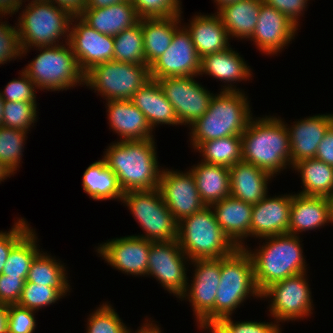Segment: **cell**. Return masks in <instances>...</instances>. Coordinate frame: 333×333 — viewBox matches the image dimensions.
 Returning <instances> with one entry per match:
<instances>
[{
    "label": "cell",
    "mask_w": 333,
    "mask_h": 333,
    "mask_svg": "<svg viewBox=\"0 0 333 333\" xmlns=\"http://www.w3.org/2000/svg\"><path fill=\"white\" fill-rule=\"evenodd\" d=\"M155 138L113 141L101 158L115 173L123 192L152 190L159 187V165Z\"/></svg>",
    "instance_id": "cell-1"
},
{
    "label": "cell",
    "mask_w": 333,
    "mask_h": 333,
    "mask_svg": "<svg viewBox=\"0 0 333 333\" xmlns=\"http://www.w3.org/2000/svg\"><path fill=\"white\" fill-rule=\"evenodd\" d=\"M286 123L280 116H253L241 135L242 161L253 164L274 177L288 167L291 168L290 139Z\"/></svg>",
    "instance_id": "cell-2"
},
{
    "label": "cell",
    "mask_w": 333,
    "mask_h": 333,
    "mask_svg": "<svg viewBox=\"0 0 333 333\" xmlns=\"http://www.w3.org/2000/svg\"><path fill=\"white\" fill-rule=\"evenodd\" d=\"M245 93L242 89L214 93L205 114L188 127L192 149L205 141L243 134L253 118L250 100Z\"/></svg>",
    "instance_id": "cell-3"
},
{
    "label": "cell",
    "mask_w": 333,
    "mask_h": 333,
    "mask_svg": "<svg viewBox=\"0 0 333 333\" xmlns=\"http://www.w3.org/2000/svg\"><path fill=\"white\" fill-rule=\"evenodd\" d=\"M293 234L264 237L255 249L245 246L254 267V280L260 292L274 282L307 272L302 238ZM307 267V268H306Z\"/></svg>",
    "instance_id": "cell-4"
},
{
    "label": "cell",
    "mask_w": 333,
    "mask_h": 333,
    "mask_svg": "<svg viewBox=\"0 0 333 333\" xmlns=\"http://www.w3.org/2000/svg\"><path fill=\"white\" fill-rule=\"evenodd\" d=\"M16 21L22 47L21 56L30 49L55 46L68 42L71 16L66 10L50 1H34L19 8ZM63 37V38H62ZM63 39V40H62ZM62 40V41H60Z\"/></svg>",
    "instance_id": "cell-5"
},
{
    "label": "cell",
    "mask_w": 333,
    "mask_h": 333,
    "mask_svg": "<svg viewBox=\"0 0 333 333\" xmlns=\"http://www.w3.org/2000/svg\"><path fill=\"white\" fill-rule=\"evenodd\" d=\"M251 297L261 300V292L254 280L253 261L245 248H237L229 256L221 258L214 321L233 316L235 310Z\"/></svg>",
    "instance_id": "cell-6"
},
{
    "label": "cell",
    "mask_w": 333,
    "mask_h": 333,
    "mask_svg": "<svg viewBox=\"0 0 333 333\" xmlns=\"http://www.w3.org/2000/svg\"><path fill=\"white\" fill-rule=\"evenodd\" d=\"M34 49L40 53L22 70L39 90L62 92L85 85V74L68 42Z\"/></svg>",
    "instance_id": "cell-7"
},
{
    "label": "cell",
    "mask_w": 333,
    "mask_h": 333,
    "mask_svg": "<svg viewBox=\"0 0 333 333\" xmlns=\"http://www.w3.org/2000/svg\"><path fill=\"white\" fill-rule=\"evenodd\" d=\"M177 241L190 261L227 257L238 248L208 206L178 222Z\"/></svg>",
    "instance_id": "cell-8"
},
{
    "label": "cell",
    "mask_w": 333,
    "mask_h": 333,
    "mask_svg": "<svg viewBox=\"0 0 333 333\" xmlns=\"http://www.w3.org/2000/svg\"><path fill=\"white\" fill-rule=\"evenodd\" d=\"M121 202L143 230L136 236L152 242L177 240L178 222L164 203L159 188L126 192Z\"/></svg>",
    "instance_id": "cell-9"
},
{
    "label": "cell",
    "mask_w": 333,
    "mask_h": 333,
    "mask_svg": "<svg viewBox=\"0 0 333 333\" xmlns=\"http://www.w3.org/2000/svg\"><path fill=\"white\" fill-rule=\"evenodd\" d=\"M151 79L147 65L107 61L85 74V85L103 100H130Z\"/></svg>",
    "instance_id": "cell-10"
},
{
    "label": "cell",
    "mask_w": 333,
    "mask_h": 333,
    "mask_svg": "<svg viewBox=\"0 0 333 333\" xmlns=\"http://www.w3.org/2000/svg\"><path fill=\"white\" fill-rule=\"evenodd\" d=\"M306 273L308 272L274 282L261 292V300L269 298L268 316L279 324L312 316L313 296Z\"/></svg>",
    "instance_id": "cell-11"
},
{
    "label": "cell",
    "mask_w": 333,
    "mask_h": 333,
    "mask_svg": "<svg viewBox=\"0 0 333 333\" xmlns=\"http://www.w3.org/2000/svg\"><path fill=\"white\" fill-rule=\"evenodd\" d=\"M189 265L190 260L177 240L152 242L146 277L155 278L164 290L178 299L186 290Z\"/></svg>",
    "instance_id": "cell-12"
},
{
    "label": "cell",
    "mask_w": 333,
    "mask_h": 333,
    "mask_svg": "<svg viewBox=\"0 0 333 333\" xmlns=\"http://www.w3.org/2000/svg\"><path fill=\"white\" fill-rule=\"evenodd\" d=\"M199 76L157 79L166 98L174 108L181 125L189 127L208 110L213 91L196 81Z\"/></svg>",
    "instance_id": "cell-13"
},
{
    "label": "cell",
    "mask_w": 333,
    "mask_h": 333,
    "mask_svg": "<svg viewBox=\"0 0 333 333\" xmlns=\"http://www.w3.org/2000/svg\"><path fill=\"white\" fill-rule=\"evenodd\" d=\"M194 267L193 277L188 280L186 290L178 298L188 301L195 320L214 321V304L220 283L221 258L195 259L190 261Z\"/></svg>",
    "instance_id": "cell-14"
},
{
    "label": "cell",
    "mask_w": 333,
    "mask_h": 333,
    "mask_svg": "<svg viewBox=\"0 0 333 333\" xmlns=\"http://www.w3.org/2000/svg\"><path fill=\"white\" fill-rule=\"evenodd\" d=\"M158 188L164 203L177 222L206 207L190 170L182 172L168 167L163 168Z\"/></svg>",
    "instance_id": "cell-15"
},
{
    "label": "cell",
    "mask_w": 333,
    "mask_h": 333,
    "mask_svg": "<svg viewBox=\"0 0 333 333\" xmlns=\"http://www.w3.org/2000/svg\"><path fill=\"white\" fill-rule=\"evenodd\" d=\"M201 58L191 40L188 30L181 25L172 43L150 66L151 79L166 77L199 76Z\"/></svg>",
    "instance_id": "cell-16"
},
{
    "label": "cell",
    "mask_w": 333,
    "mask_h": 333,
    "mask_svg": "<svg viewBox=\"0 0 333 333\" xmlns=\"http://www.w3.org/2000/svg\"><path fill=\"white\" fill-rule=\"evenodd\" d=\"M151 244L152 241L132 234L98 243L95 252L123 274L146 277Z\"/></svg>",
    "instance_id": "cell-17"
},
{
    "label": "cell",
    "mask_w": 333,
    "mask_h": 333,
    "mask_svg": "<svg viewBox=\"0 0 333 333\" xmlns=\"http://www.w3.org/2000/svg\"><path fill=\"white\" fill-rule=\"evenodd\" d=\"M68 43L84 74L96 65L114 60V37L99 33L79 16L71 19Z\"/></svg>",
    "instance_id": "cell-18"
},
{
    "label": "cell",
    "mask_w": 333,
    "mask_h": 333,
    "mask_svg": "<svg viewBox=\"0 0 333 333\" xmlns=\"http://www.w3.org/2000/svg\"><path fill=\"white\" fill-rule=\"evenodd\" d=\"M298 30L284 14L261 0L258 22L249 40L261 54L273 56L292 43Z\"/></svg>",
    "instance_id": "cell-19"
},
{
    "label": "cell",
    "mask_w": 333,
    "mask_h": 333,
    "mask_svg": "<svg viewBox=\"0 0 333 333\" xmlns=\"http://www.w3.org/2000/svg\"><path fill=\"white\" fill-rule=\"evenodd\" d=\"M269 196L253 204L251 238L260 240L288 233L293 193Z\"/></svg>",
    "instance_id": "cell-20"
},
{
    "label": "cell",
    "mask_w": 333,
    "mask_h": 333,
    "mask_svg": "<svg viewBox=\"0 0 333 333\" xmlns=\"http://www.w3.org/2000/svg\"><path fill=\"white\" fill-rule=\"evenodd\" d=\"M286 124L291 149V168L304 159L315 158L319 143L333 124V114H315L306 116L293 123Z\"/></svg>",
    "instance_id": "cell-21"
},
{
    "label": "cell",
    "mask_w": 333,
    "mask_h": 333,
    "mask_svg": "<svg viewBox=\"0 0 333 333\" xmlns=\"http://www.w3.org/2000/svg\"><path fill=\"white\" fill-rule=\"evenodd\" d=\"M251 69L243 56L230 46L221 52L201 58L199 76L208 75L224 83L221 91H240L241 88H237L236 85L241 81L252 80L254 76Z\"/></svg>",
    "instance_id": "cell-22"
},
{
    "label": "cell",
    "mask_w": 333,
    "mask_h": 333,
    "mask_svg": "<svg viewBox=\"0 0 333 333\" xmlns=\"http://www.w3.org/2000/svg\"><path fill=\"white\" fill-rule=\"evenodd\" d=\"M105 103L109 129L120 137L118 141L155 138L145 115L131 100H108Z\"/></svg>",
    "instance_id": "cell-23"
},
{
    "label": "cell",
    "mask_w": 333,
    "mask_h": 333,
    "mask_svg": "<svg viewBox=\"0 0 333 333\" xmlns=\"http://www.w3.org/2000/svg\"><path fill=\"white\" fill-rule=\"evenodd\" d=\"M330 223L332 225V204L330 198L308 196L294 192L288 234L300 236V233L315 231Z\"/></svg>",
    "instance_id": "cell-24"
},
{
    "label": "cell",
    "mask_w": 333,
    "mask_h": 333,
    "mask_svg": "<svg viewBox=\"0 0 333 333\" xmlns=\"http://www.w3.org/2000/svg\"><path fill=\"white\" fill-rule=\"evenodd\" d=\"M210 207L217 223L229 239L238 248H245V241L251 238L253 204L228 196Z\"/></svg>",
    "instance_id": "cell-25"
},
{
    "label": "cell",
    "mask_w": 333,
    "mask_h": 333,
    "mask_svg": "<svg viewBox=\"0 0 333 333\" xmlns=\"http://www.w3.org/2000/svg\"><path fill=\"white\" fill-rule=\"evenodd\" d=\"M188 21L182 25L188 30L200 58L231 46L228 32L216 13H197Z\"/></svg>",
    "instance_id": "cell-26"
},
{
    "label": "cell",
    "mask_w": 333,
    "mask_h": 333,
    "mask_svg": "<svg viewBox=\"0 0 333 333\" xmlns=\"http://www.w3.org/2000/svg\"><path fill=\"white\" fill-rule=\"evenodd\" d=\"M229 170L230 196L256 204L268 194L272 174L244 161L235 163Z\"/></svg>",
    "instance_id": "cell-27"
},
{
    "label": "cell",
    "mask_w": 333,
    "mask_h": 333,
    "mask_svg": "<svg viewBox=\"0 0 333 333\" xmlns=\"http://www.w3.org/2000/svg\"><path fill=\"white\" fill-rule=\"evenodd\" d=\"M130 100L145 115L153 131L158 125H181L173 106L155 79L140 87Z\"/></svg>",
    "instance_id": "cell-28"
},
{
    "label": "cell",
    "mask_w": 333,
    "mask_h": 333,
    "mask_svg": "<svg viewBox=\"0 0 333 333\" xmlns=\"http://www.w3.org/2000/svg\"><path fill=\"white\" fill-rule=\"evenodd\" d=\"M79 17L105 35L115 36L140 21L131 0L97 9H84Z\"/></svg>",
    "instance_id": "cell-29"
},
{
    "label": "cell",
    "mask_w": 333,
    "mask_h": 333,
    "mask_svg": "<svg viewBox=\"0 0 333 333\" xmlns=\"http://www.w3.org/2000/svg\"><path fill=\"white\" fill-rule=\"evenodd\" d=\"M182 15L141 18L146 65L150 66L172 43L174 32L181 26Z\"/></svg>",
    "instance_id": "cell-30"
},
{
    "label": "cell",
    "mask_w": 333,
    "mask_h": 333,
    "mask_svg": "<svg viewBox=\"0 0 333 333\" xmlns=\"http://www.w3.org/2000/svg\"><path fill=\"white\" fill-rule=\"evenodd\" d=\"M201 200L208 207L230 196V170L202 161L191 166Z\"/></svg>",
    "instance_id": "cell-31"
},
{
    "label": "cell",
    "mask_w": 333,
    "mask_h": 333,
    "mask_svg": "<svg viewBox=\"0 0 333 333\" xmlns=\"http://www.w3.org/2000/svg\"><path fill=\"white\" fill-rule=\"evenodd\" d=\"M261 0H239L216 14L228 32V36L237 40H249L258 22Z\"/></svg>",
    "instance_id": "cell-32"
},
{
    "label": "cell",
    "mask_w": 333,
    "mask_h": 333,
    "mask_svg": "<svg viewBox=\"0 0 333 333\" xmlns=\"http://www.w3.org/2000/svg\"><path fill=\"white\" fill-rule=\"evenodd\" d=\"M82 187L94 201L117 200L121 202L124 192L118 179L103 159L93 162L82 176Z\"/></svg>",
    "instance_id": "cell-33"
},
{
    "label": "cell",
    "mask_w": 333,
    "mask_h": 333,
    "mask_svg": "<svg viewBox=\"0 0 333 333\" xmlns=\"http://www.w3.org/2000/svg\"><path fill=\"white\" fill-rule=\"evenodd\" d=\"M291 169L301 177L302 190L299 194L330 199L333 197V166L311 158L295 163Z\"/></svg>",
    "instance_id": "cell-34"
},
{
    "label": "cell",
    "mask_w": 333,
    "mask_h": 333,
    "mask_svg": "<svg viewBox=\"0 0 333 333\" xmlns=\"http://www.w3.org/2000/svg\"><path fill=\"white\" fill-rule=\"evenodd\" d=\"M67 265L46 251H41L31 262L26 281L56 288L64 297L71 291Z\"/></svg>",
    "instance_id": "cell-35"
},
{
    "label": "cell",
    "mask_w": 333,
    "mask_h": 333,
    "mask_svg": "<svg viewBox=\"0 0 333 333\" xmlns=\"http://www.w3.org/2000/svg\"><path fill=\"white\" fill-rule=\"evenodd\" d=\"M200 153L201 161L207 164L230 168L242 161L241 136H228L202 142L194 152ZM202 154V155H201Z\"/></svg>",
    "instance_id": "cell-36"
},
{
    "label": "cell",
    "mask_w": 333,
    "mask_h": 333,
    "mask_svg": "<svg viewBox=\"0 0 333 333\" xmlns=\"http://www.w3.org/2000/svg\"><path fill=\"white\" fill-rule=\"evenodd\" d=\"M37 235L35 229L32 228L11 249L1 274L9 275V277L28 276L31 262L40 252Z\"/></svg>",
    "instance_id": "cell-37"
},
{
    "label": "cell",
    "mask_w": 333,
    "mask_h": 333,
    "mask_svg": "<svg viewBox=\"0 0 333 333\" xmlns=\"http://www.w3.org/2000/svg\"><path fill=\"white\" fill-rule=\"evenodd\" d=\"M114 61L146 65L140 21L114 36Z\"/></svg>",
    "instance_id": "cell-38"
},
{
    "label": "cell",
    "mask_w": 333,
    "mask_h": 333,
    "mask_svg": "<svg viewBox=\"0 0 333 333\" xmlns=\"http://www.w3.org/2000/svg\"><path fill=\"white\" fill-rule=\"evenodd\" d=\"M27 134L29 133L22 130L0 127V161L10 170L13 176L20 168L19 165L23 163L21 160L24 156Z\"/></svg>",
    "instance_id": "cell-39"
},
{
    "label": "cell",
    "mask_w": 333,
    "mask_h": 333,
    "mask_svg": "<svg viewBox=\"0 0 333 333\" xmlns=\"http://www.w3.org/2000/svg\"><path fill=\"white\" fill-rule=\"evenodd\" d=\"M87 319L86 333H127L131 329L107 301L96 307Z\"/></svg>",
    "instance_id": "cell-40"
},
{
    "label": "cell",
    "mask_w": 333,
    "mask_h": 333,
    "mask_svg": "<svg viewBox=\"0 0 333 333\" xmlns=\"http://www.w3.org/2000/svg\"><path fill=\"white\" fill-rule=\"evenodd\" d=\"M37 104L4 101L3 127L29 133L38 120Z\"/></svg>",
    "instance_id": "cell-41"
},
{
    "label": "cell",
    "mask_w": 333,
    "mask_h": 333,
    "mask_svg": "<svg viewBox=\"0 0 333 333\" xmlns=\"http://www.w3.org/2000/svg\"><path fill=\"white\" fill-rule=\"evenodd\" d=\"M64 296L54 287L25 281L19 306L38 312L46 306L57 303Z\"/></svg>",
    "instance_id": "cell-42"
},
{
    "label": "cell",
    "mask_w": 333,
    "mask_h": 333,
    "mask_svg": "<svg viewBox=\"0 0 333 333\" xmlns=\"http://www.w3.org/2000/svg\"><path fill=\"white\" fill-rule=\"evenodd\" d=\"M140 18L170 17L183 13L181 0H131Z\"/></svg>",
    "instance_id": "cell-43"
},
{
    "label": "cell",
    "mask_w": 333,
    "mask_h": 333,
    "mask_svg": "<svg viewBox=\"0 0 333 333\" xmlns=\"http://www.w3.org/2000/svg\"><path fill=\"white\" fill-rule=\"evenodd\" d=\"M18 73L20 75L19 78H14L8 82L5 89L0 91L1 97L4 101L31 102L37 104V86L23 70Z\"/></svg>",
    "instance_id": "cell-44"
},
{
    "label": "cell",
    "mask_w": 333,
    "mask_h": 333,
    "mask_svg": "<svg viewBox=\"0 0 333 333\" xmlns=\"http://www.w3.org/2000/svg\"><path fill=\"white\" fill-rule=\"evenodd\" d=\"M3 17L0 16V65L23 58L17 24L12 26L7 20L3 21Z\"/></svg>",
    "instance_id": "cell-45"
},
{
    "label": "cell",
    "mask_w": 333,
    "mask_h": 333,
    "mask_svg": "<svg viewBox=\"0 0 333 333\" xmlns=\"http://www.w3.org/2000/svg\"><path fill=\"white\" fill-rule=\"evenodd\" d=\"M36 312L18 304L8 305L7 333H35Z\"/></svg>",
    "instance_id": "cell-46"
},
{
    "label": "cell",
    "mask_w": 333,
    "mask_h": 333,
    "mask_svg": "<svg viewBox=\"0 0 333 333\" xmlns=\"http://www.w3.org/2000/svg\"><path fill=\"white\" fill-rule=\"evenodd\" d=\"M32 229L25 218L14 220L9 231L0 230V274L11 249Z\"/></svg>",
    "instance_id": "cell-47"
},
{
    "label": "cell",
    "mask_w": 333,
    "mask_h": 333,
    "mask_svg": "<svg viewBox=\"0 0 333 333\" xmlns=\"http://www.w3.org/2000/svg\"><path fill=\"white\" fill-rule=\"evenodd\" d=\"M233 317H226L221 322L232 333H282L281 324L274 319L271 322L261 321H234ZM280 326V327H279Z\"/></svg>",
    "instance_id": "cell-48"
},
{
    "label": "cell",
    "mask_w": 333,
    "mask_h": 333,
    "mask_svg": "<svg viewBox=\"0 0 333 333\" xmlns=\"http://www.w3.org/2000/svg\"><path fill=\"white\" fill-rule=\"evenodd\" d=\"M27 277H9L0 274V304H17Z\"/></svg>",
    "instance_id": "cell-49"
},
{
    "label": "cell",
    "mask_w": 333,
    "mask_h": 333,
    "mask_svg": "<svg viewBox=\"0 0 333 333\" xmlns=\"http://www.w3.org/2000/svg\"><path fill=\"white\" fill-rule=\"evenodd\" d=\"M310 0H263L269 6L284 14L297 27H300L299 18L304 17L303 14L307 10V4Z\"/></svg>",
    "instance_id": "cell-50"
},
{
    "label": "cell",
    "mask_w": 333,
    "mask_h": 333,
    "mask_svg": "<svg viewBox=\"0 0 333 333\" xmlns=\"http://www.w3.org/2000/svg\"><path fill=\"white\" fill-rule=\"evenodd\" d=\"M315 159L333 166V124L329 127L324 138L319 143Z\"/></svg>",
    "instance_id": "cell-51"
},
{
    "label": "cell",
    "mask_w": 333,
    "mask_h": 333,
    "mask_svg": "<svg viewBox=\"0 0 333 333\" xmlns=\"http://www.w3.org/2000/svg\"><path fill=\"white\" fill-rule=\"evenodd\" d=\"M66 10L71 16H79L85 9L86 0H47Z\"/></svg>",
    "instance_id": "cell-52"
},
{
    "label": "cell",
    "mask_w": 333,
    "mask_h": 333,
    "mask_svg": "<svg viewBox=\"0 0 333 333\" xmlns=\"http://www.w3.org/2000/svg\"><path fill=\"white\" fill-rule=\"evenodd\" d=\"M23 0H0V16H10L19 11V8L25 4Z\"/></svg>",
    "instance_id": "cell-53"
},
{
    "label": "cell",
    "mask_w": 333,
    "mask_h": 333,
    "mask_svg": "<svg viewBox=\"0 0 333 333\" xmlns=\"http://www.w3.org/2000/svg\"><path fill=\"white\" fill-rule=\"evenodd\" d=\"M196 324L199 330L209 333H227V327L221 321L196 320Z\"/></svg>",
    "instance_id": "cell-54"
},
{
    "label": "cell",
    "mask_w": 333,
    "mask_h": 333,
    "mask_svg": "<svg viewBox=\"0 0 333 333\" xmlns=\"http://www.w3.org/2000/svg\"><path fill=\"white\" fill-rule=\"evenodd\" d=\"M150 318L144 320L143 324L141 323V327L139 326L137 330L133 331L130 329L127 333H162L160 325H157L156 322ZM154 322V323H153Z\"/></svg>",
    "instance_id": "cell-55"
},
{
    "label": "cell",
    "mask_w": 333,
    "mask_h": 333,
    "mask_svg": "<svg viewBox=\"0 0 333 333\" xmlns=\"http://www.w3.org/2000/svg\"><path fill=\"white\" fill-rule=\"evenodd\" d=\"M126 0H86L85 9H97L122 3Z\"/></svg>",
    "instance_id": "cell-56"
},
{
    "label": "cell",
    "mask_w": 333,
    "mask_h": 333,
    "mask_svg": "<svg viewBox=\"0 0 333 333\" xmlns=\"http://www.w3.org/2000/svg\"><path fill=\"white\" fill-rule=\"evenodd\" d=\"M8 305L0 304V333H7Z\"/></svg>",
    "instance_id": "cell-57"
},
{
    "label": "cell",
    "mask_w": 333,
    "mask_h": 333,
    "mask_svg": "<svg viewBox=\"0 0 333 333\" xmlns=\"http://www.w3.org/2000/svg\"><path fill=\"white\" fill-rule=\"evenodd\" d=\"M13 174L10 170L0 161V184L4 182L8 177L10 178Z\"/></svg>",
    "instance_id": "cell-58"
},
{
    "label": "cell",
    "mask_w": 333,
    "mask_h": 333,
    "mask_svg": "<svg viewBox=\"0 0 333 333\" xmlns=\"http://www.w3.org/2000/svg\"><path fill=\"white\" fill-rule=\"evenodd\" d=\"M215 2L216 6V12L217 13L220 9L224 8L225 6H228L232 3H236L239 0H213Z\"/></svg>",
    "instance_id": "cell-59"
},
{
    "label": "cell",
    "mask_w": 333,
    "mask_h": 333,
    "mask_svg": "<svg viewBox=\"0 0 333 333\" xmlns=\"http://www.w3.org/2000/svg\"><path fill=\"white\" fill-rule=\"evenodd\" d=\"M4 99L0 95V127L3 126Z\"/></svg>",
    "instance_id": "cell-60"
},
{
    "label": "cell",
    "mask_w": 333,
    "mask_h": 333,
    "mask_svg": "<svg viewBox=\"0 0 333 333\" xmlns=\"http://www.w3.org/2000/svg\"><path fill=\"white\" fill-rule=\"evenodd\" d=\"M331 204H332V224H333V197L331 198Z\"/></svg>",
    "instance_id": "cell-61"
},
{
    "label": "cell",
    "mask_w": 333,
    "mask_h": 333,
    "mask_svg": "<svg viewBox=\"0 0 333 333\" xmlns=\"http://www.w3.org/2000/svg\"><path fill=\"white\" fill-rule=\"evenodd\" d=\"M23 1H24V3H25L26 1L30 2V0H23ZM34 1H46V0H31V2H34Z\"/></svg>",
    "instance_id": "cell-62"
}]
</instances>
